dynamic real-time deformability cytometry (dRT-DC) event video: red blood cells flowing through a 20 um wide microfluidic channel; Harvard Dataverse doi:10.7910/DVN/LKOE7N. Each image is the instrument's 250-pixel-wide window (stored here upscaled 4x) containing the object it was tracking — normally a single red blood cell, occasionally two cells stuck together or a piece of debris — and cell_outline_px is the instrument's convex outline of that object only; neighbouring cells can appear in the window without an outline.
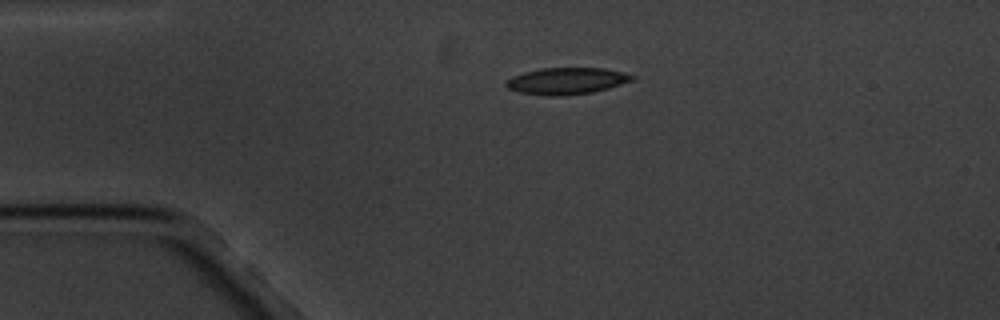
{"species": "common noctule bat (a hibernating species)", "species_latin": "Nyctalus noctula", "temperature_condition": "cold", "stored_images_in_passage": 2, "camera_frame_rate_fps": 3000, "um_per_image_px": 0.085, "animal": {"sex": "male", "body_mass_g": 20.1, "forearm_length_mm": 53.5}, "frame": {"image": 1, "passage_image": 1, "time_ms": 0.0, "image_size_px": [1000, 320], "cell_outline_px": [[636, 76], [632, 80], [608, 88], [592, 92], [560, 96], [548, 96], [520, 92], [508, 88], [504, 84], [512, 76], [524, 72], [540, 68], [604, 68]], "centroid_in_image_um": [48.13, 6.88], "position_along_channel_um": 36.9, "area_um2": 19.36}}